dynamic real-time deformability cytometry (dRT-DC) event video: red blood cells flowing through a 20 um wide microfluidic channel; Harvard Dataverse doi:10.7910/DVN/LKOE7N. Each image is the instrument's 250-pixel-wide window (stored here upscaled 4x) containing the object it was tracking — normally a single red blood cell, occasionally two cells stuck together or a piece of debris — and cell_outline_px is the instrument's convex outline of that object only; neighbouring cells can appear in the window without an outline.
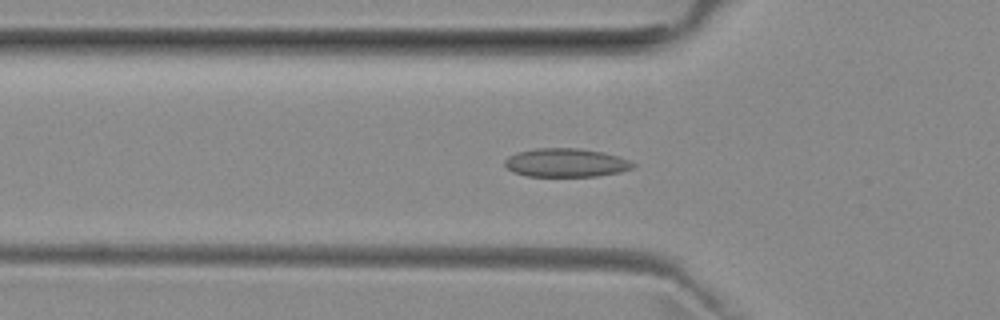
{"species": "common noctule bat (a hibernating species)", "species_latin": "Nyctalus noctula", "temperature_condition": "room temperature", "stored_images_in_passage": 50, "camera_frame_rate_fps": 3000, "um_per_image_px": 0.085, "animal": {"sex": "female", "body_mass_g": 29.2, "forearm_length_mm": 56.3}, "frame": {"image": 1, "passage_image": 16, "time_ms": 5.0, "image_size_px": [1000, 320], "cell_outline_px": [[636, 164], [632, 168], [620, 172], [596, 176], [528, 176], [512, 172], [504, 164], [504, 160], [508, 156], [516, 152], [536, 148], [580, 148], [604, 152], [628, 160]], "centroid_in_image_um": [48.07, 13.82], "position_along_channel_um": 77.7, "area_um2": 21.39}}
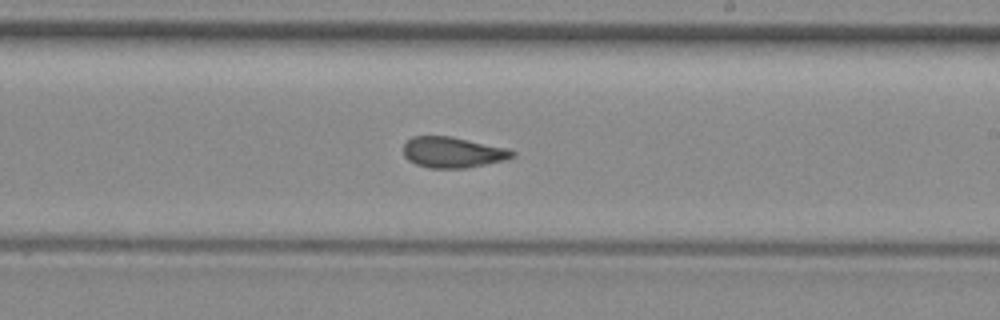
{"frame": {"image": 2, "passage_image": 29, "time_ms": 9.333, "image_size_px": [1000, 320], "cell_outline_px": [[516, 156], [504, 160], [464, 168], [428, 168], [416, 164], [408, 160], [404, 156], [404, 144], [412, 136], [452, 136], [508, 148], [516, 152]], "centroid_in_image_um": [38.49, 12.94], "position_along_channel_um": 250.5, "area_um2": 19.59}}
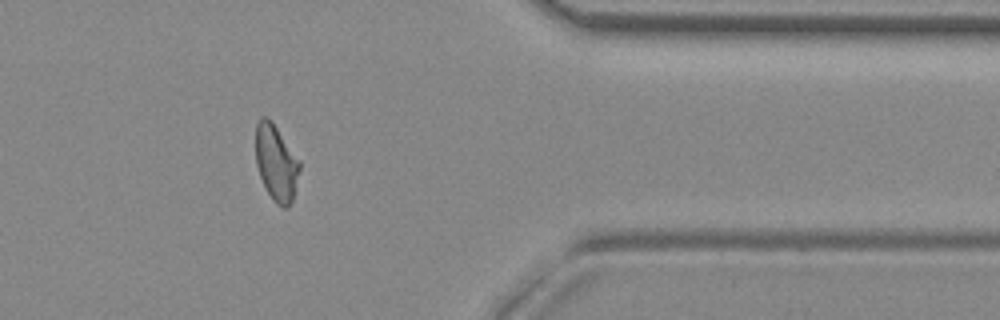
{"frame": {"image": 3, "passage_image": 41, "time_ms": 13.333, "image_size_px": [1000, 320], "cell_outline_px": [[300, 168], [292, 200], [288, 208], [284, 208], [276, 204], [268, 192], [260, 176], [256, 164], [256, 124], [260, 116], [264, 116], [272, 120], [300, 160]], "centroid_in_image_um": [23.47, 13.8], "position_along_channel_um": 387.9, "area_um2": 19.48}, "authors_computed_cell_mechanics": {"area_um2": 19.9699, "velocity_mm_per_s": 3.984, "shape_relaxation_time_tau1_ms": 9.0502, "shape_relaxation_time_tau2_ms": 2.0974, "deformation_change_tau1": 0.1588, "deformation_change_tau2": 0.0683}}